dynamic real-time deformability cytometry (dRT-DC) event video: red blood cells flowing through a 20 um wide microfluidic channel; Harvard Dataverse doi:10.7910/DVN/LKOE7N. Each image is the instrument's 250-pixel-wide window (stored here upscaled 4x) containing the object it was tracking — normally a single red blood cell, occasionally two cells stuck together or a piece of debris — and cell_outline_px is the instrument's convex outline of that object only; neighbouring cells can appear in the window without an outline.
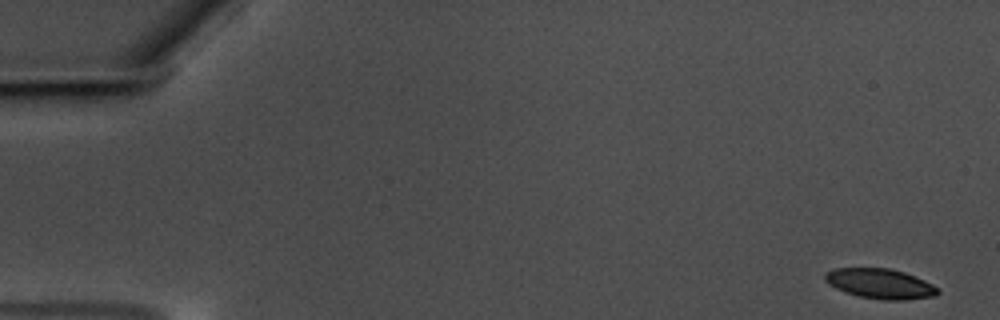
{"species": "common noctule bat (a hibernating species)", "species_latin": "Nyctalus noctula", "temperature_condition": "warm", "stored_images_in_passage": 57, "camera_frame_rate_fps": 3000, "um_per_image_px": 0.085, "animal": {"sex": "male", "body_mass_g": 17.5, "forearm_length_mm": 52.3}, "frame": {"image": 1, "passage_image": 1, "time_ms": 0.0, "image_size_px": [1000, 320], "cell_outline_px": [[940, 292], [936, 296], [904, 300], [884, 300], [860, 296], [836, 288], [828, 284], [824, 280], [824, 272], [836, 268], [888, 268], [904, 272], [924, 280], [940, 288]], "centroid_in_image_um": [74.83, 24.11], "position_along_channel_um": 10.2, "area_um2": 19.71}}
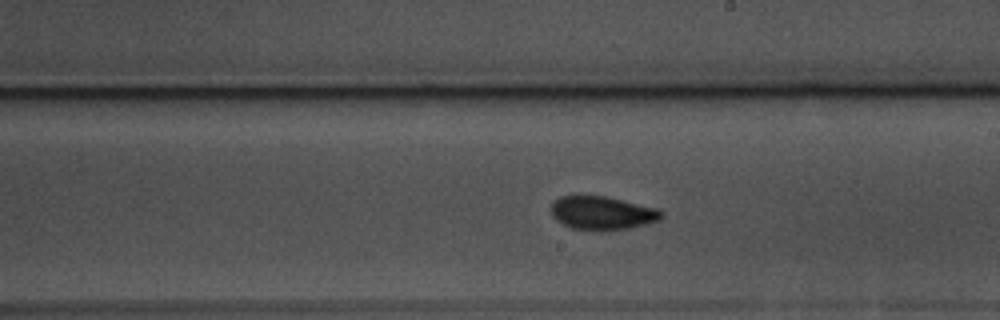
{"frame": {"image": 2, "passage_image": 33, "time_ms": 10.667, "image_size_px": [1000, 320], "cell_outline_px": [[664, 216], [660, 220], [648, 224], [632, 228], [600, 232], [572, 228], [556, 220], [552, 216], [552, 204], [560, 196], [576, 192], [604, 196], [656, 208], [664, 212]], "centroid_in_image_um": [51.17, 18.09], "position_along_channel_um": 237.8, "area_um2": 22.31}}
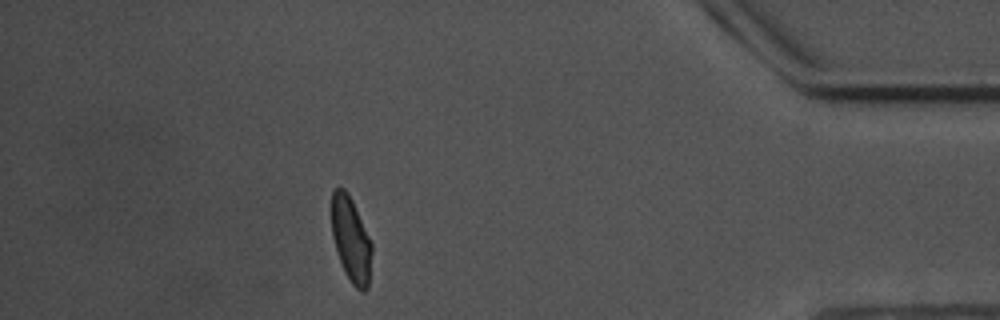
{"frame": {"image": 3, "passage_image": 51, "time_ms": 16.667, "image_size_px": [1000, 320], "cell_outline_px": [[372, 252], [368, 288], [364, 292], [360, 292], [352, 284], [344, 272], [332, 236], [332, 192], [336, 188], [344, 188], [352, 200], [372, 244]], "centroid_in_image_um": [29.84, 20.4], "position_along_channel_um": 405.4, "area_um2": 19.71}, "authors_computed_cell_mechanics": {"area_um2": 20.519, "velocity_mm_per_s": 3.5282, "shape_relaxation_time_tau1_ms": 3.6215, "shape_relaxation_time_tau2_ms": 2.1605, "deformation_change_tau1": 0.1151, "deformation_change_tau2": 0.0794}}